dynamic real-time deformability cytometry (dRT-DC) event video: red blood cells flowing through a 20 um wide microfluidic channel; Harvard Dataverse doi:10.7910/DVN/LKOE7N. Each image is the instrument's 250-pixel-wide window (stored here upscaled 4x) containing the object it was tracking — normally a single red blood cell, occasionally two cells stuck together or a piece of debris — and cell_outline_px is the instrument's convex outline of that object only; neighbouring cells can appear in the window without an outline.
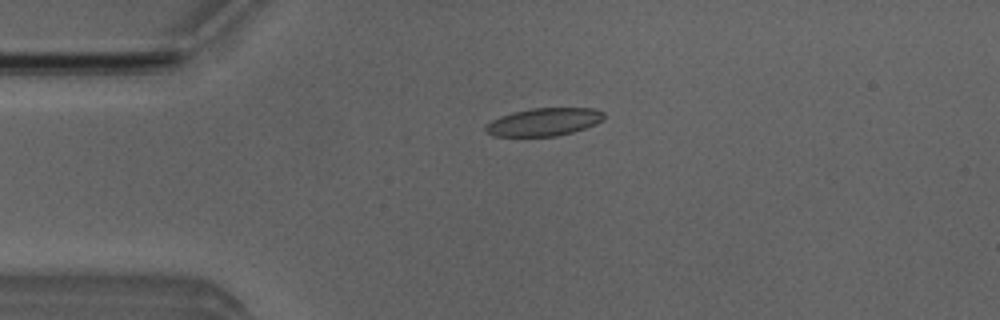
{"species": "Egyptian fruit bat (a non-hibernating species)", "species_latin": "Rousettus aegyptiacus", "temperature_condition": "room temperature", "stored_images_in_passage": 3, "camera_frame_rate_fps": 3000, "um_per_image_px": 0.085, "animal": {"sex": "male"}, "frame": {"image": 1, "passage_image": 1, "time_ms": 0.0, "image_size_px": [1000, 320], "cell_outline_px": [[604, 120], [596, 124], [572, 132], [556, 136], [492, 136], [484, 128], [492, 120], [500, 116], [512, 112], [532, 108], [596, 108], [604, 112]], "centroid_in_image_um": [46.26, 10.36], "position_along_channel_um": 38.7, "area_um2": 19.19}}